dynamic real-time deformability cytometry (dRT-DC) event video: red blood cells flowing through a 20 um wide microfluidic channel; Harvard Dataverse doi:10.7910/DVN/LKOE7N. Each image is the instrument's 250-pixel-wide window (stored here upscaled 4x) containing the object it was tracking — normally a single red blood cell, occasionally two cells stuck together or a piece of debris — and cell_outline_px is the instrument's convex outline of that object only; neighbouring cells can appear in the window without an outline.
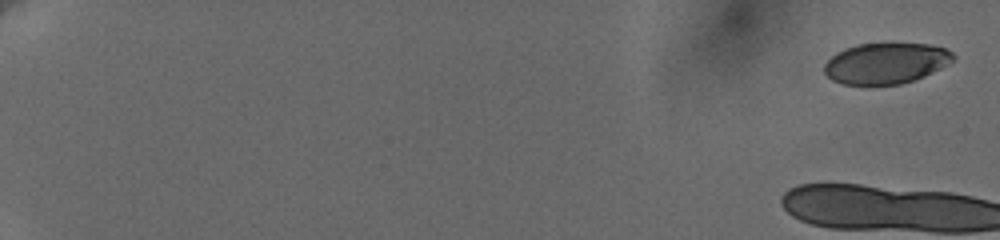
{"species": "human", "species_latin": "Homo sapiens", "temperature_condition": "cold", "stored_images_in_passage": 7, "camera_frame_rate_fps": 3000, "um_per_image_px": 0.085, "donor": {"sex": "female"}, "frame": {"image": 1, "passage_image": 1, "time_ms": 0.0, "image_size_px": [1000, 240], "cell_outline_px": [[956, 56], [948, 64], [924, 76], [900, 84], [840, 84], [832, 80], [824, 72], [824, 64], [836, 52], [844, 48], [856, 44], [928, 44], [944, 48], [952, 52]], "centroid_in_image_um": [75.27, 5.37], "position_along_channel_um": 9.7, "area_um2": 30.46}}